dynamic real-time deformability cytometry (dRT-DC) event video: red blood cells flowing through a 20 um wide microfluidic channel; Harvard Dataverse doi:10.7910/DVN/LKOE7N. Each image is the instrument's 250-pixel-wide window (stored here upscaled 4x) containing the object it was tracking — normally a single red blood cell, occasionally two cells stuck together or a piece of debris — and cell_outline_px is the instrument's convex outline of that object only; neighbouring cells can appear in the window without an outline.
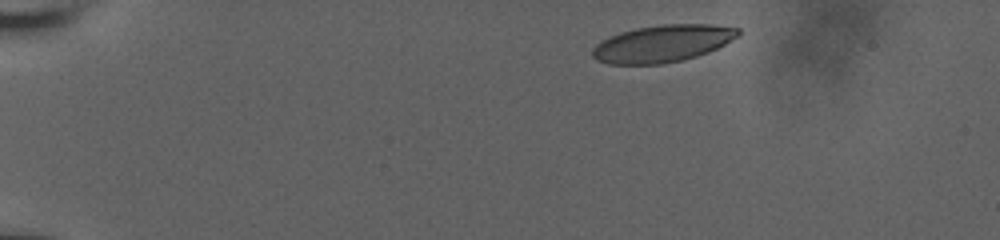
{"species": "human", "species_latin": "Homo sapiens", "temperature_condition": "room temperature", "stored_images_in_passage": 23, "camera_frame_rate_fps": 3000, "um_per_image_px": 0.085, "donor": {"sex": "male"}, "frame": {"image": 1, "passage_image": 1, "time_ms": 0.0, "image_size_px": [1000, 240], "cell_outline_px": [[740, 36], [708, 52], [696, 56], [680, 60], [660, 64], [608, 64], [596, 60], [592, 56], [592, 48], [596, 44], [608, 36], [620, 32], [636, 28], [664, 24], [708, 24], [740, 28]], "centroid_in_image_um": [56.29, 3.69], "position_along_channel_um": 28.7, "area_um2": 31.5}}
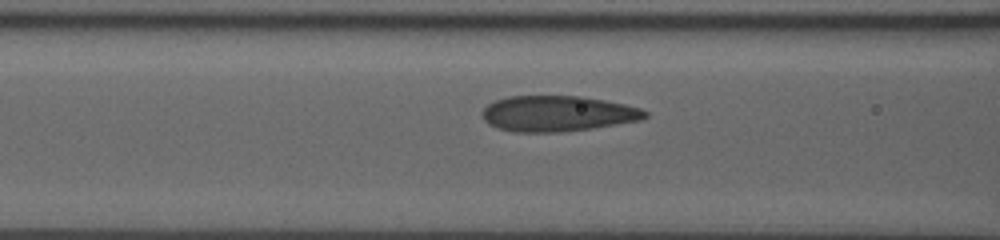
{"frame": {"image": 2, "passage_image": 14, "time_ms": 4.333, "image_size_px": [1000, 240], "cell_outline_px": [[648, 116], [640, 120], [592, 128], [560, 132], [516, 132], [500, 128], [488, 124], [484, 120], [484, 108], [488, 104], [496, 100], [508, 96], [584, 96], [624, 104], [640, 108], [648, 112]], "centroid_in_image_um": [47.41, 9.65], "position_along_channel_um": 119.2, "area_um2": 33.64}}
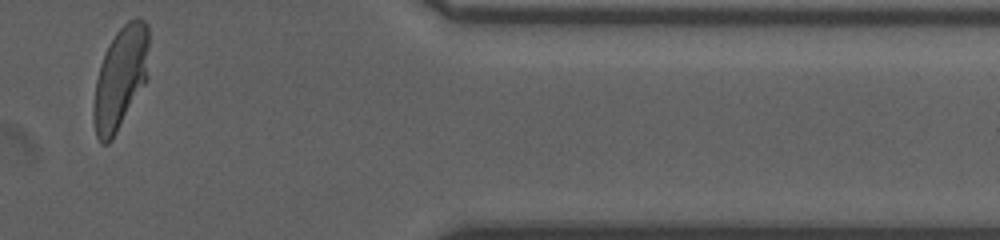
{"frame": {"image": 3, "passage_image": 23, "time_ms": 7.333, "image_size_px": [1000, 240], "cell_outline_px": [[148, 80], [112, 140], [108, 144], [100, 144], [96, 136], [92, 120], [92, 108], [96, 80], [100, 64], [116, 32], [128, 20], [136, 16], [140, 16], [148, 24]], "centroid_in_image_um": [10.24, 6.66], "position_along_channel_um": 401.2, "area_um2": 33.52}}